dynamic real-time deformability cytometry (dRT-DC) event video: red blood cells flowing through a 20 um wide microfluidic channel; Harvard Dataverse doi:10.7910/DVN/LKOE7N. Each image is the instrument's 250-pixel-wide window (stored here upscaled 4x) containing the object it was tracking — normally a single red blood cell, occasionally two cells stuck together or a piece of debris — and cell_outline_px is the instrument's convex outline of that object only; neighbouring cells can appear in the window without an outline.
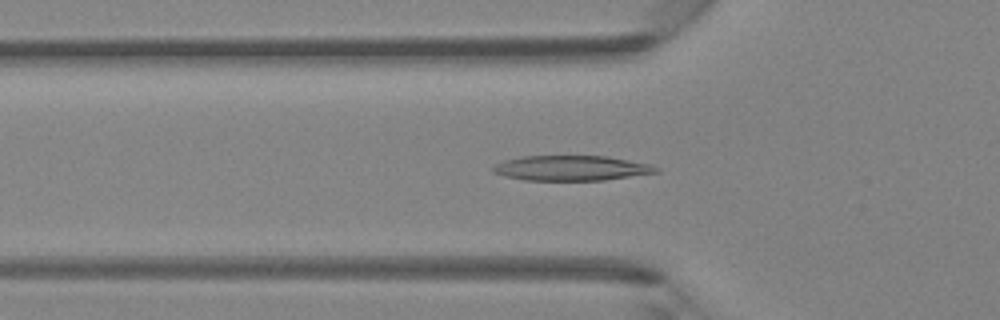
{"species": "Egyptian fruit bat (a non-hibernating species)", "species_latin": "Rousettus aegyptiacus", "temperature_condition": "room temperature", "stored_images_in_passage": 48, "camera_frame_rate_fps": 3000, "um_per_image_px": 0.085, "animal": {"sex": "female"}, "frame": {"image": 1, "passage_image": 16, "time_ms": 5.0, "image_size_px": [1000, 320], "cell_outline_px": [[660, 172], [604, 180], [524, 180], [492, 172], [492, 168], [496, 164], [504, 160], [520, 156], [608, 156], [648, 164], [660, 168]], "centroid_in_image_um": [48.57, 14.28], "position_along_channel_um": 77.2, "area_um2": 23.7}}
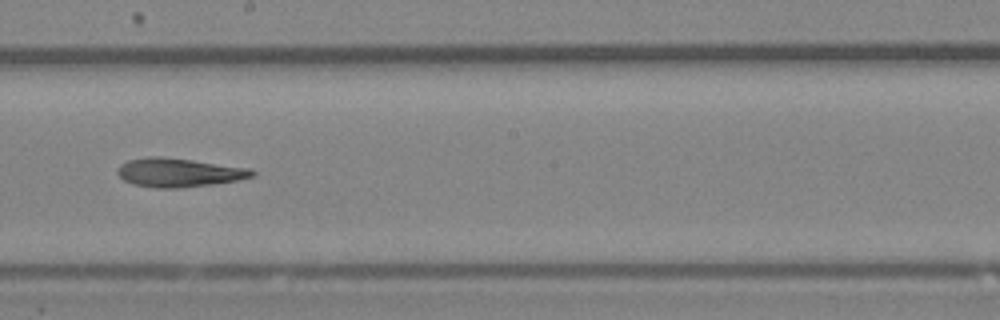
{"frame": {"image": 2, "passage_image": 27, "time_ms": 8.667, "image_size_px": [1000, 320], "cell_outline_px": [[256, 172], [252, 176], [236, 180], [212, 184], [180, 188], [156, 188], [132, 184], [124, 180], [116, 172], [116, 168], [120, 164], [128, 160], [148, 156], [160, 156], [192, 160], [248, 168]], "centroid_in_image_um": [15.12, 14.66], "position_along_channel_um": 233.1, "area_um2": 22.48}}
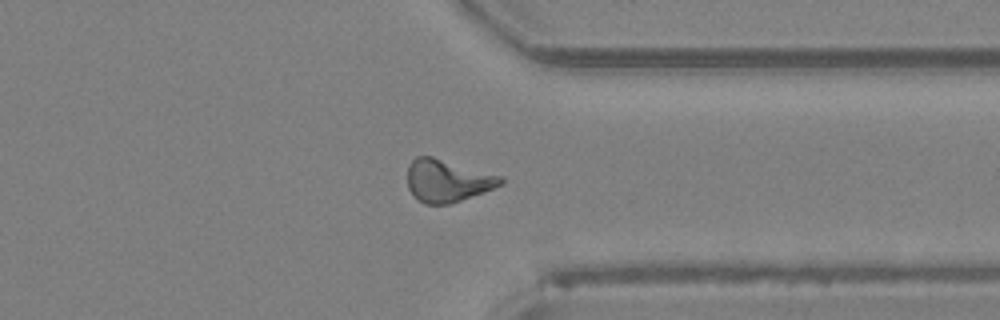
{"frame": {"image": 3, "passage_image": 37, "time_ms": 12.0, "image_size_px": [1000, 320], "cell_outline_px": [[504, 184], [484, 192], [448, 204], [424, 204], [412, 196], [408, 188], [408, 164], [416, 156], [432, 156], [504, 176]], "centroid_in_image_um": [38.03, 15.35], "position_along_channel_um": 373.4, "area_um2": 23.29}, "authors_computed_cell_mechanics": {"area_um2": 22.3975, "velocity_mm_per_s": 4.2541, "shape_relaxation_time_tau1_ms": 4.6202, "shape_relaxation_time_tau2_ms": 4.7155, "deformation_change_tau1": 0.1571, "deformation_change_tau2": 0.1691}}